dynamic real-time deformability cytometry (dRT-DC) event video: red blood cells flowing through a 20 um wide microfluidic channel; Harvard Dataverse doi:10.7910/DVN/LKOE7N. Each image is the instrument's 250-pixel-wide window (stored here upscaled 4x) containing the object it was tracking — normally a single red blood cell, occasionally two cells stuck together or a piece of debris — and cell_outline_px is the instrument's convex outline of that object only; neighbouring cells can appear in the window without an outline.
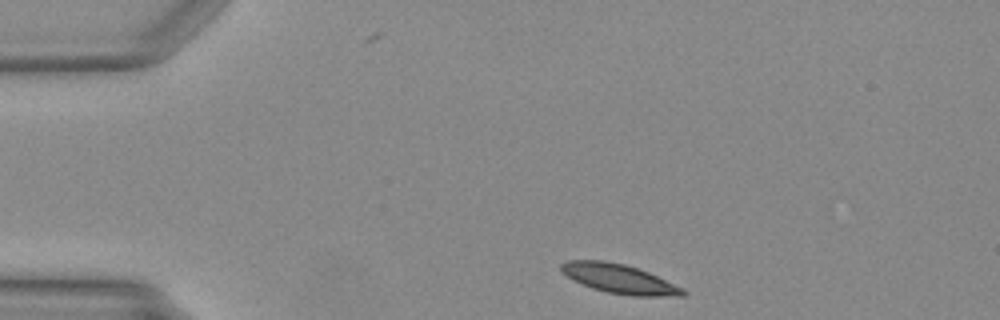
{"species": "Egyptian fruit bat (a non-hibernating species)", "species_latin": "Rousettus aegyptiacus", "temperature_condition": "warm", "stored_images_in_passage": 41, "camera_frame_rate_fps": 3000, "um_per_image_px": 0.085, "animal": {"sex": "female"}, "frame": {"image": 1, "passage_image": 1, "time_ms": 0.0, "image_size_px": [1000, 320], "cell_outline_px": [[688, 292], [684, 296], [632, 296], [608, 292], [592, 288], [580, 284], [572, 280], [560, 272], [560, 264], [568, 260], [604, 260], [624, 264], [648, 272], [684, 288]], "centroid_in_image_um": [52.61, 23.7], "position_along_channel_um": 32.4, "area_um2": 20.92}}
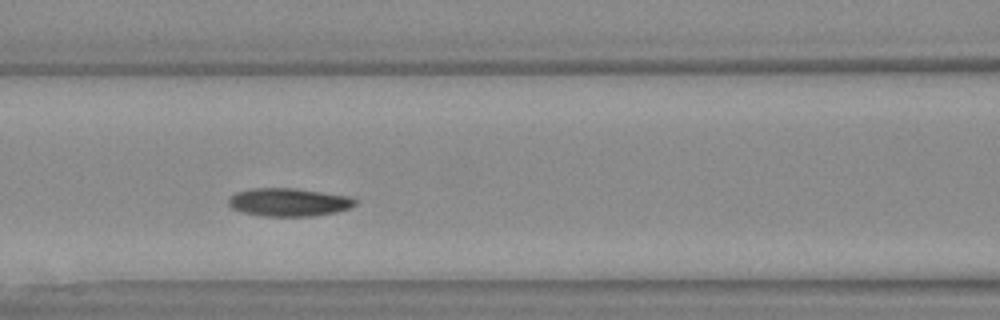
{"frame": {"image": 2, "passage_image": 13, "time_ms": 4.0, "image_size_px": [1000, 320], "cell_outline_px": [[356, 204], [352, 208], [336, 212], [312, 216], [264, 216], [240, 212], [232, 208], [228, 204], [228, 196], [236, 192], [252, 188], [292, 188], [352, 196], [356, 200]], "centroid_in_image_um": [24.54, 17.18], "position_along_channel_um": 142.1, "area_um2": 20.98}}
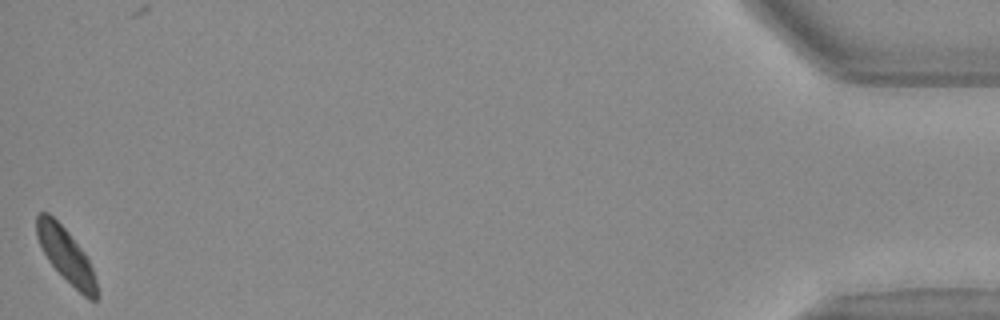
{"frame": {"image": 3, "passage_image": 41, "time_ms": 13.333, "image_size_px": [1000, 320], "cell_outline_px": [[100, 296], [96, 300], [88, 300], [48, 260], [36, 236], [36, 216], [40, 212], [48, 212], [68, 232], [84, 252], [92, 268], [96, 280]], "centroid_in_image_um": [5.63, 21.7], "position_along_channel_um": 429.6, "area_um2": 18.61}}